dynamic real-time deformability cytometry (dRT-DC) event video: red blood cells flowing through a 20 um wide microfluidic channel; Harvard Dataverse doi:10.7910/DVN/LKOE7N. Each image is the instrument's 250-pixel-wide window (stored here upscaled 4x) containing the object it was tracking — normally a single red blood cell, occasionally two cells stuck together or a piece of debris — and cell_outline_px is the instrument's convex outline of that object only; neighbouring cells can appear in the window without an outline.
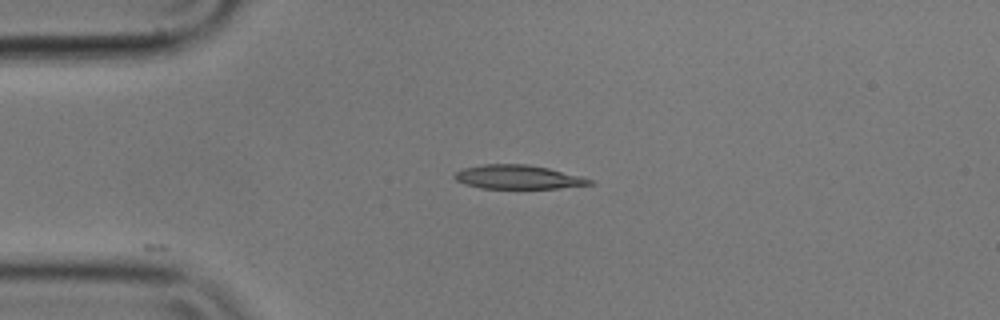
{"species": "common noctule bat (a hibernating species)", "species_latin": "Nyctalus noctula", "temperature_condition": "cold", "stored_images_in_passage": 5, "camera_frame_rate_fps": 3000, "um_per_image_px": 0.085, "animal": {"sex": "male", "body_mass_g": 17.9}, "frame": {"image": 1, "passage_image": 1, "time_ms": 0.0, "image_size_px": [1000, 320], "cell_outline_px": [[596, 184], [560, 188], [480, 188], [456, 180], [452, 176], [456, 172], [464, 168], [484, 164], [528, 164], [548, 168], [580, 176], [592, 180]], "centroid_in_image_um": [44.05, 15.05], "position_along_channel_um": 40.9, "area_um2": 18.67}}